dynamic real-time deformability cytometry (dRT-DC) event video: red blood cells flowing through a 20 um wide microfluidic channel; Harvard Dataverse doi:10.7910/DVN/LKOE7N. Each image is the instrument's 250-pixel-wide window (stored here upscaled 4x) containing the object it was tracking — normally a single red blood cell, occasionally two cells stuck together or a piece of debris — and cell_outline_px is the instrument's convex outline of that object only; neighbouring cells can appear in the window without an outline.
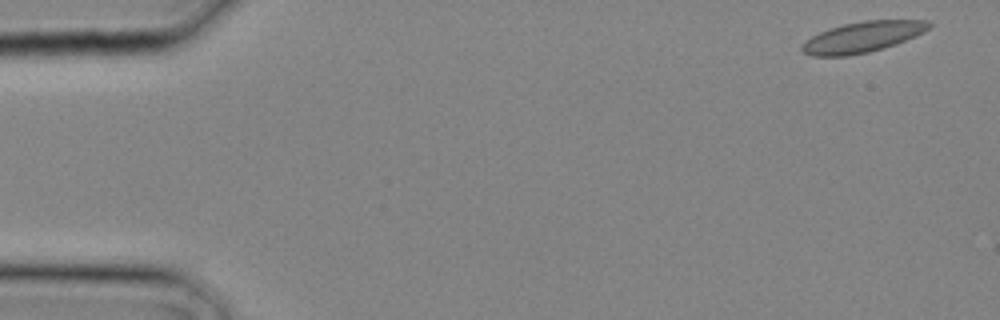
{"species": "common noctule bat (a hibernating species)", "species_latin": "Nyctalus noctula", "temperature_condition": "cold", "stored_images_in_passage": 2, "segment_of_instrument_passage": [2, 2], "camera_frame_rate_fps": 3000, "um_per_image_px": 0.085, "animal": {"sex": "male", "body_mass_g": 20.4}, "frame": {"image": 1, "passage_image": 2, "time_ms": 0.333, "image_size_px": [1000, 320], "cell_outline_px": [[932, 24], [924, 32], [916, 36], [896, 44], [884, 48], [868, 52], [848, 56], [812, 56], [804, 52], [800, 48], [812, 36], [820, 32], [844, 24], [864, 20], [928, 20]], "centroid_in_image_um": [73.36, 3.15], "position_along_channel_um": 11.6, "area_um2": 22.54}}